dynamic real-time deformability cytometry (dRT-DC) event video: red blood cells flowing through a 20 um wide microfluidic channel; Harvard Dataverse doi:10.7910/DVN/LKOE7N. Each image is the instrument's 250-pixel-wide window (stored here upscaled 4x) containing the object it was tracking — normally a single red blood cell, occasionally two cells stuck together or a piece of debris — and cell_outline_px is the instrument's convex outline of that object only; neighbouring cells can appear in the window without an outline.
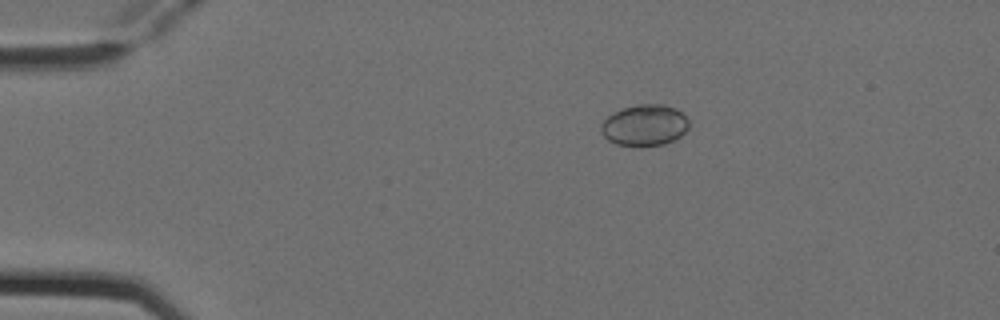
{"species": "Egyptian fruit bat (a non-hibernating species)", "species_latin": "Rousettus aegyptiacus", "temperature_condition": "cold", "stored_images_in_passage": 4, "camera_frame_rate_fps": 3000, "um_per_image_px": 0.085, "animal": {"sex": "female"}, "frame": {"image": 1, "passage_image": 1, "time_ms": 0.0, "image_size_px": [1000, 320], "cell_outline_px": [[688, 128], [680, 136], [664, 144], [616, 144], [608, 140], [600, 132], [600, 124], [612, 112], [624, 108], [640, 104], [660, 104], [676, 108], [688, 120]], "centroid_in_image_um": [54.76, 10.61], "position_along_channel_um": 30.2, "area_um2": 20.63}}
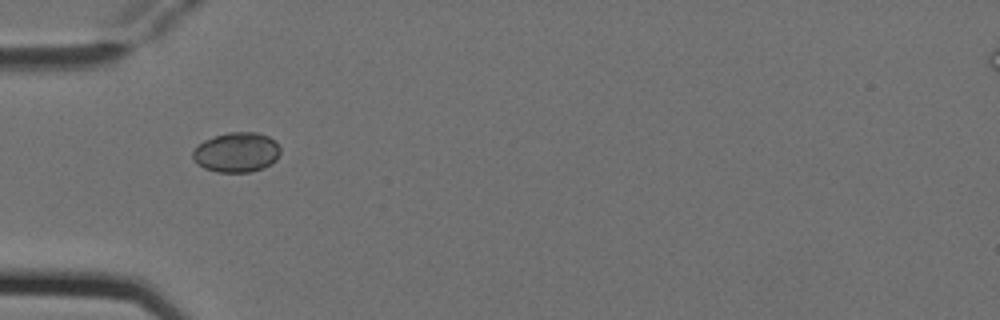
{"frame": {"image": 2, "passage_image": 3, "time_ms": 0.667, "image_size_px": [1000, 320], "cell_outline_px": [[280, 152], [276, 160], [272, 164], [264, 168], [248, 172], [216, 172], [204, 168], [192, 156], [192, 152], [204, 140], [228, 132], [256, 132], [268, 136], [280, 148]], "centroid_in_image_um": [20.13, 12.95], "position_along_channel_um": 64.9, "area_um2": 20.11}}
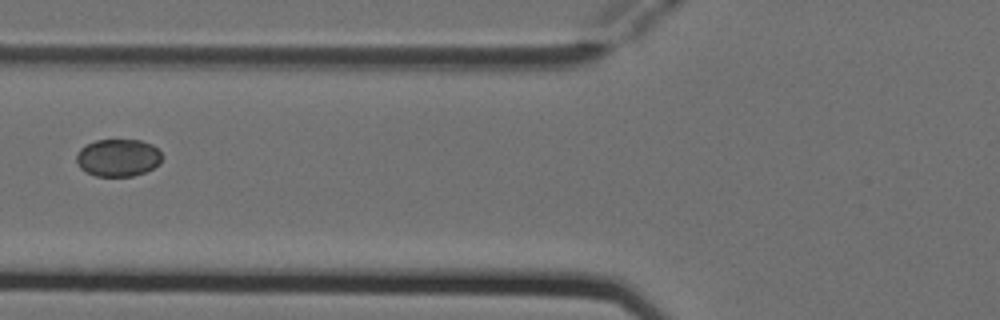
{"frame": {"image": 3, "passage_image": 4, "time_ms": 1.0, "image_size_px": [1000, 320], "cell_outline_px": [[160, 164], [144, 172], [132, 176], [96, 176], [84, 172], [80, 168], [76, 160], [76, 156], [80, 148], [96, 140], [140, 140], [152, 144], [160, 152]], "centroid_in_image_um": [10.01, 13.41], "position_along_channel_um": 115.8, "area_um2": 18.61}}